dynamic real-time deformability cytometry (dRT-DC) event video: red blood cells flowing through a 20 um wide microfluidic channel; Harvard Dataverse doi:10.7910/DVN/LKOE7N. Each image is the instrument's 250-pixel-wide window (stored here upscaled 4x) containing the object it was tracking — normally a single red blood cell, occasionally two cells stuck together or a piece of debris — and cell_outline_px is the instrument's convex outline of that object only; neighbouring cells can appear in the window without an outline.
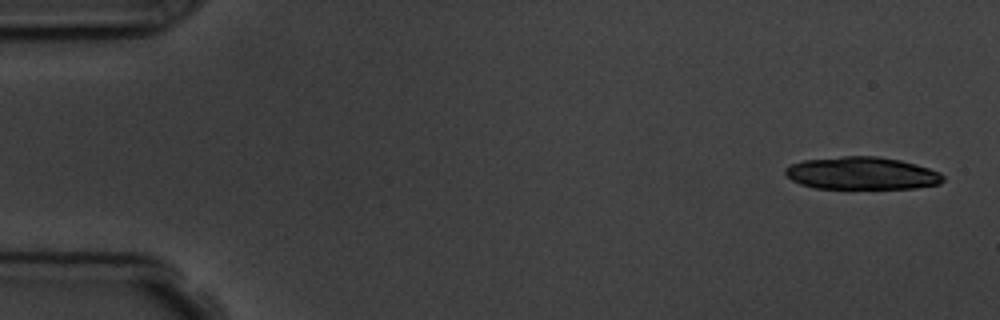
{"species": "common noctule bat (a hibernating species)", "species_latin": "Nyctalus noctula", "temperature_condition": "room temperature", "stored_images_in_passage": 4, "camera_frame_rate_fps": 3000, "um_per_image_px": 0.085, "animal": {"sex": "male", "body_mass_g": 19.5, "forearm_length_mm": 54.6}, "frame": {"image": 1, "passage_image": 1, "time_ms": 0.0, "image_size_px": [1000, 320], "cell_outline_px": [[944, 180], [940, 184], [916, 188], [816, 188], [800, 184], [792, 180], [784, 172], [784, 168], [792, 164], [804, 160], [844, 156], [876, 156], [900, 160], [916, 164], [940, 172], [944, 176]], "centroid_in_image_um": [73.27, 14.73], "position_along_channel_um": 11.7, "area_um2": 29.88}}